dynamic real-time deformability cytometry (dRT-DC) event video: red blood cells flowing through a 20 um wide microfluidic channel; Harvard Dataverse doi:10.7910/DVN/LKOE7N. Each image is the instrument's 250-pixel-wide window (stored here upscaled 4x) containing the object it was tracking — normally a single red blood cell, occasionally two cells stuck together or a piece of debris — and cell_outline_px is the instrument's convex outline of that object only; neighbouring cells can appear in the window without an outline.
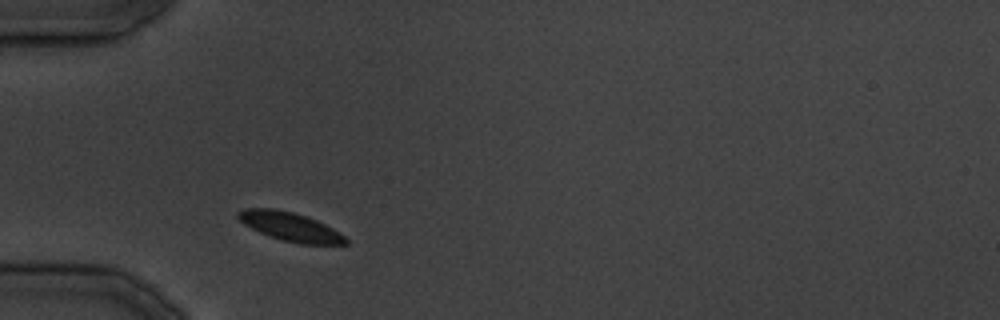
{"species": "common noctule bat (a hibernating species)", "species_latin": "Nyctalus noctula", "temperature_condition": "cold", "stored_images_in_passage": 25, "camera_frame_rate_fps": 3000, "um_per_image_px": 0.085, "animal": {"sex": "male", "body_mass_g": 19.5, "forearm_length_mm": 54.6}, "frame": {"image": 1, "passage_image": 1, "time_ms": 0.0, "image_size_px": [1000, 320], "cell_outline_px": [[348, 244], [300, 244], [268, 236], [244, 224], [236, 216], [236, 212], [244, 208], [272, 208], [292, 212], [316, 220], [340, 232], [348, 240]], "centroid_in_image_um": [24.65, 19.26], "position_along_channel_um": 60.4, "area_um2": 17.86}}
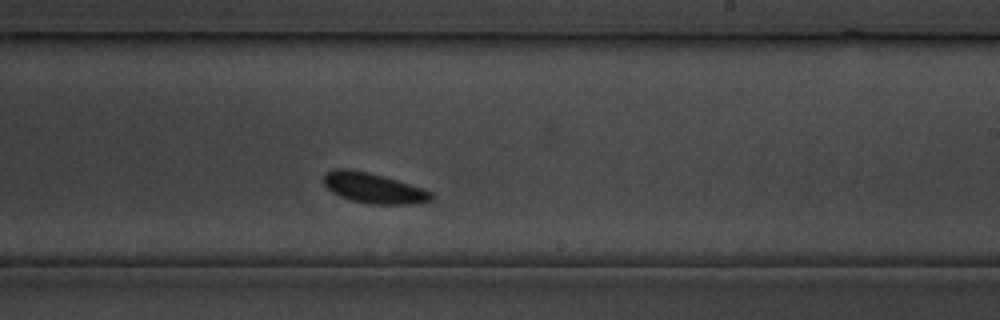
{"frame": {"image": 2, "passage_image": 12, "time_ms": 13.667, "image_size_px": [1000, 320], "cell_outline_px": [[432, 200], [416, 204], [368, 204], [352, 200], [340, 196], [332, 192], [324, 184], [324, 172], [336, 168], [348, 168], [368, 172], [396, 180], [432, 192]], "centroid_in_image_um": [31.71, 15.98], "position_along_channel_um": 257.3, "area_um2": 18.84}}
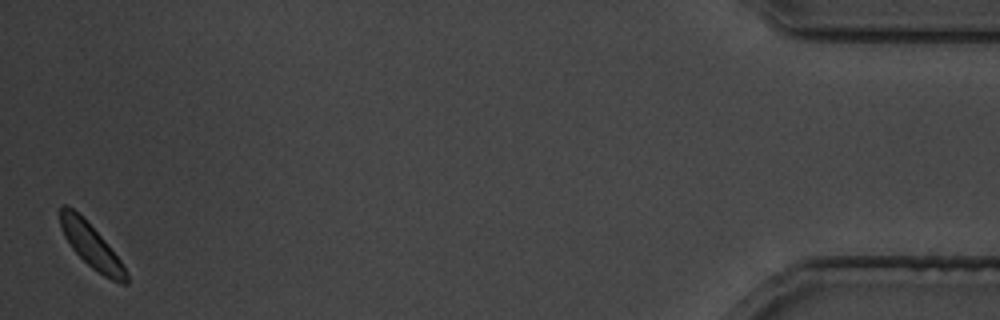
{"frame": {"image": 3, "passage_image": 25, "time_ms": 30.333, "image_size_px": [1000, 320], "cell_outline_px": [[128, 284], [120, 284], [104, 276], [92, 268], [72, 248], [64, 236], [60, 228], [60, 204], [68, 204], [108, 244], [120, 260], [128, 272]], "centroid_in_image_um": [7.76, 20.91], "position_along_channel_um": 427.4, "area_um2": 16.59}}